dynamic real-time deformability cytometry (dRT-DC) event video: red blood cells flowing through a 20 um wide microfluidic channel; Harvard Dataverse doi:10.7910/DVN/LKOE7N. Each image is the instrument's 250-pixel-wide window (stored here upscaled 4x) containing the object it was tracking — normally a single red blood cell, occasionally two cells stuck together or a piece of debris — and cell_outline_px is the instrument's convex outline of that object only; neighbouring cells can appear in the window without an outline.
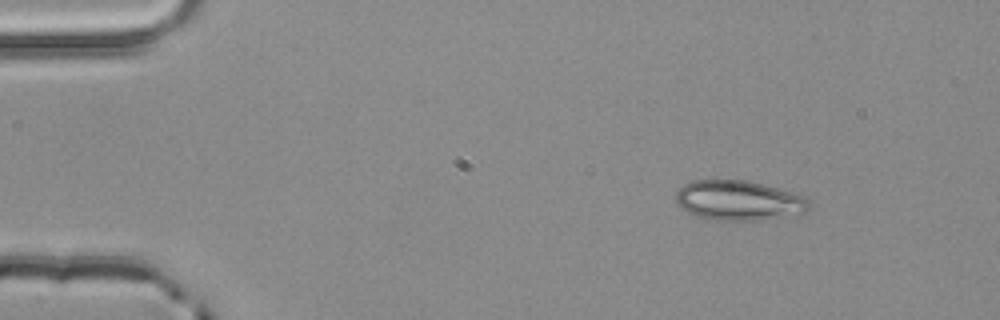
{"species": "common noctule bat (a hibernating species)", "species_latin": "Nyctalus noctula", "temperature_condition": "room temperature", "stored_images_in_passage": 4, "segment_of_instrument_passage": [2, 2], "camera_frame_rate_fps": 3000, "um_per_image_px": 0.085, "animal": {"sex": "male", "body_mass_g": 20.4}, "frame": {"image": 1, "passage_image": 4, "time_ms": 1.0, "image_size_px": [1000, 320], "cell_outline_px": [[808, 212], [800, 216], [760, 220], [716, 220], [696, 216], [688, 212], [676, 204], [676, 192], [684, 184], [692, 180], [748, 180], [764, 184], [808, 196]], "centroid_in_image_um": [62.86, 17.05], "position_along_channel_um": 22.1, "area_um2": 31.56}}